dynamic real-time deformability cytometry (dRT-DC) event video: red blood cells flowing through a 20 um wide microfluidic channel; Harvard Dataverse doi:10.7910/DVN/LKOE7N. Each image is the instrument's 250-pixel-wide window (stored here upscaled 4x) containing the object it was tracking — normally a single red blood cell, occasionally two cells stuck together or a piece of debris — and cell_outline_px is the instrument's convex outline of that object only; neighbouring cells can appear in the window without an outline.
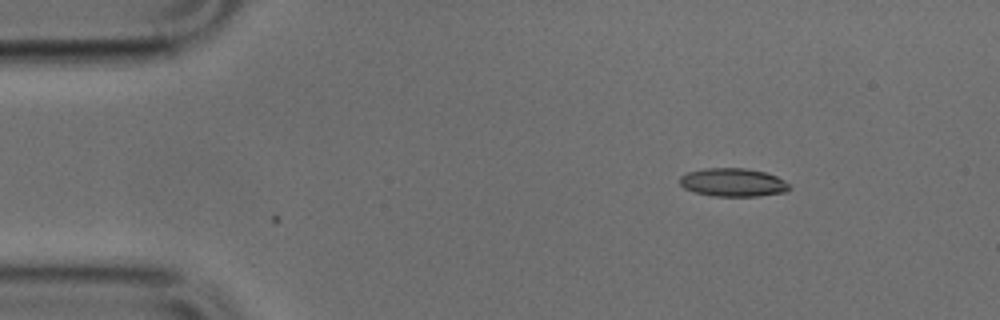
{"species": "common noctule bat (a hibernating species)", "species_latin": "Nyctalus noctula", "temperature_condition": "cold", "stored_images_in_passage": 6, "camera_frame_rate_fps": 3000, "um_per_image_px": 0.085, "animal": {"sex": "male", "body_mass_g": 17.9, "forearm_length_mm": 54.2}, "frame": {"image": 1, "passage_image": 6, "time_ms": 1.667, "image_size_px": [1000, 320], "cell_outline_px": [[792, 188], [788, 192], [756, 196], [712, 196], [696, 192], [684, 188], [680, 184], [680, 176], [688, 172], [704, 168], [744, 168], [764, 172], [776, 176], [792, 184]], "centroid_in_image_um": [62.35, 15.51], "position_along_channel_um": 22.6, "area_um2": 18.21}}